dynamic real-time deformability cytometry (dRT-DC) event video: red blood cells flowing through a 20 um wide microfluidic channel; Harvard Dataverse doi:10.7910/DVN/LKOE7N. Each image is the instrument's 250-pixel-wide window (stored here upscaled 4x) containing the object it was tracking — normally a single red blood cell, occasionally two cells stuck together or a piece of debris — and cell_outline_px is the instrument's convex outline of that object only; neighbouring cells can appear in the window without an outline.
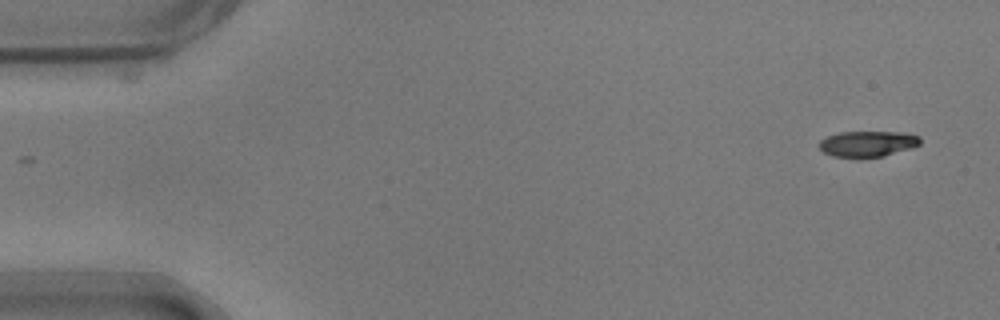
{"species": "common noctule bat (a hibernating species)", "species_latin": "Nyctalus noctula", "temperature_condition": "warm", "stored_images_in_passage": 53, "camera_frame_rate_fps": 3000, "um_per_image_px": 0.085, "animal": {"sex": "male", "body_mass_g": 17.9}, "frame": {"image": 1, "passage_image": 1, "time_ms": 0.0, "image_size_px": [1000, 320], "cell_outline_px": [[920, 144], [912, 148], [884, 156], [832, 156], [824, 152], [816, 144], [820, 140], [828, 136], [840, 132], [900, 132], [920, 136]], "centroid_in_image_um": [73.75, 12.2], "position_along_channel_um": 11.3, "area_um2": 14.97}}
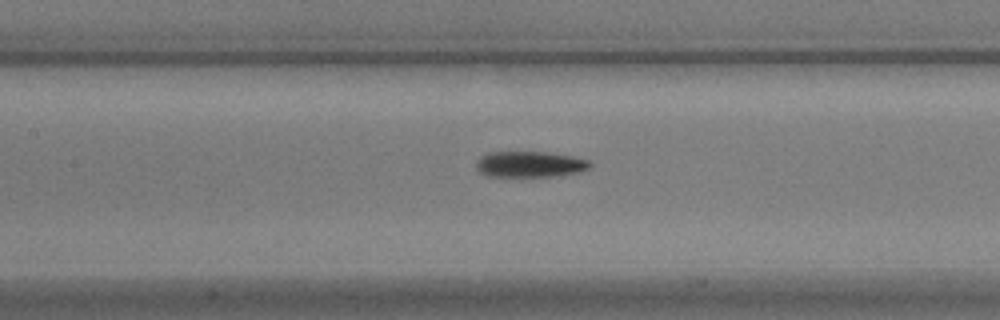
{"frame": {"image": 2, "passage_image": 23, "time_ms": 7.333, "image_size_px": [1000, 320], "cell_outline_px": [[592, 164], [588, 168], [580, 172], [552, 176], [488, 176], [480, 172], [476, 168], [476, 160], [480, 156], [488, 152], [544, 152], [572, 156], [592, 160]], "centroid_in_image_um": [45.04, 13.95], "position_along_channel_um": 162.4, "area_um2": 17.22}}
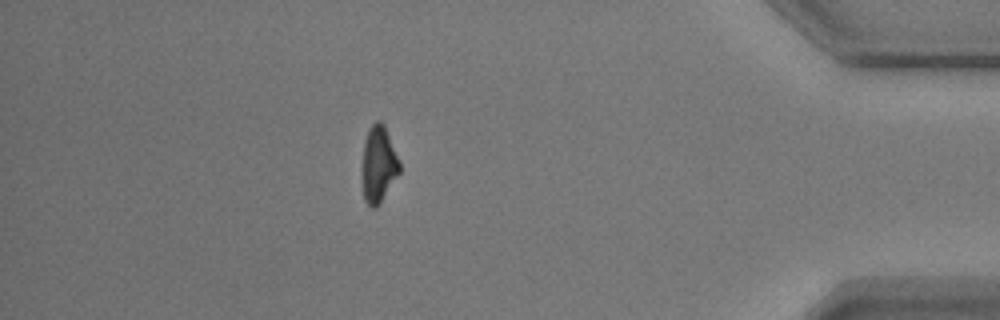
{"frame": {"image": 3, "passage_image": 46, "time_ms": 15.0, "image_size_px": [1000, 320], "cell_outline_px": [[400, 172], [380, 204], [376, 208], [372, 208], [364, 200], [360, 176], [360, 172], [364, 140], [368, 128], [376, 120], [380, 120], [384, 124], [400, 160]], "centroid_in_image_um": [32.14, 13.98], "position_along_channel_um": 403.1, "area_um2": 17.4}, "authors_computed_cell_mechanics": {"area_um2": 17.051, "velocity_mm_per_s": 3.7121, "shape_relaxation_time_tau1_ms": 4.7327, "shape_relaxation_time_tau2_ms": null, "deformation_change_tau1": 0.2145, "deformation_change_tau2": null}}